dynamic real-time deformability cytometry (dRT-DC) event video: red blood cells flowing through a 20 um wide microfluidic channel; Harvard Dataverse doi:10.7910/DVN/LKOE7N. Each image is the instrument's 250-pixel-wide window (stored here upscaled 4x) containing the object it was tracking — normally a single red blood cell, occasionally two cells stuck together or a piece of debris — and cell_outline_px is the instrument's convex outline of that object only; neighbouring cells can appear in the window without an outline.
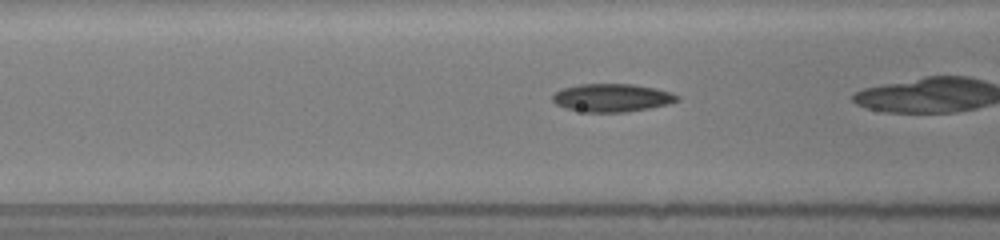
{"species": "common noctule bat (a hibernating species)", "species_latin": "Nyctalus noctula", "temperature_condition": "room temperature", "stored_images_in_passage": 20, "camera_frame_rate_fps": 3000, "um_per_image_px": 0.085, "animal": {"sex": "female", "body_mass_g": 19.5, "forearm_length_mm": 54.1}, "frame": {"image": 1, "passage_image": 15, "time_ms": 5.667, "image_size_px": [1000, 240], "cell_outline_px": [[680, 100], [668, 104], [648, 108], [624, 112], [584, 112], [568, 108], [556, 104], [552, 100], [552, 96], [556, 92], [564, 88], [580, 84], [632, 84], [656, 88], [672, 92], [680, 96]], "centroid_in_image_um": [52.06, 8.3], "position_along_channel_um": 114.5, "area_um2": 20.29}}